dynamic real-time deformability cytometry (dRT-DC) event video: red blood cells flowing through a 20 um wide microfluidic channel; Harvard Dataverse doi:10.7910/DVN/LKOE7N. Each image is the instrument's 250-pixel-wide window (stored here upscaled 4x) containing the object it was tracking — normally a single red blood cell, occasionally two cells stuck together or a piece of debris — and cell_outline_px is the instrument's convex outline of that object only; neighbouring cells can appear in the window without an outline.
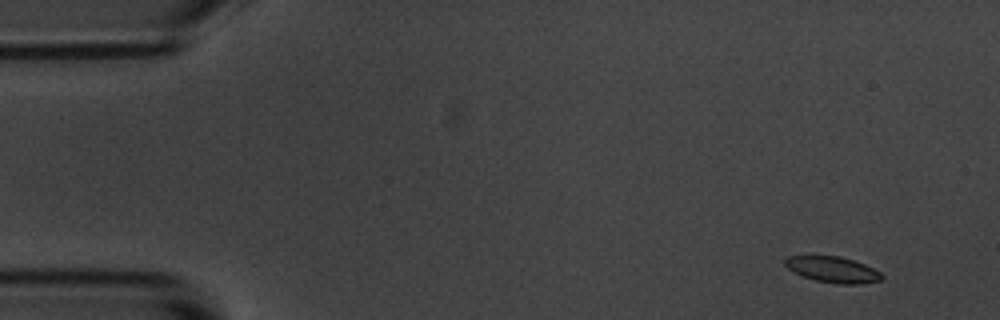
{"species": "common noctule bat (a hibernating species)", "species_latin": "Nyctalus noctula", "temperature_condition": "room temperature", "stored_images_in_passage": 6, "camera_frame_rate_fps": 3000, "um_per_image_px": 0.085, "animal": {"sex": "male", "body_mass_g": 20.1, "forearm_length_mm": 53.5}, "frame": {"image": 1, "passage_image": 1, "time_ms": 0.0, "image_size_px": [1000, 320], "cell_outline_px": [[884, 276], [880, 280], [860, 284], [836, 284], [816, 280], [792, 272], [784, 264], [784, 260], [788, 256], [840, 256], [864, 264], [880, 272]], "centroid_in_image_um": [70.77, 22.91], "position_along_channel_um": 14.2, "area_um2": 14.51}}
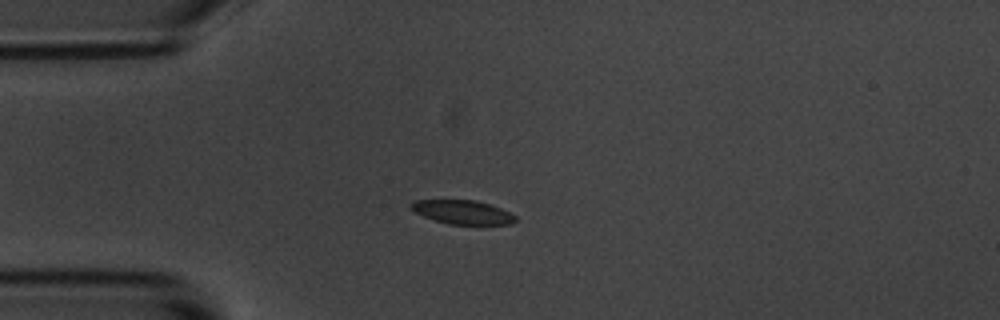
{"frame": {"image": 2, "passage_image": 4, "time_ms": 1.0, "image_size_px": [1000, 320], "cell_outline_px": [[516, 220], [512, 224], [448, 224], [424, 216], [408, 208], [408, 204], [416, 200], [476, 200], [500, 208], [516, 216]], "centroid_in_image_um": [39.29, 18.02], "position_along_channel_um": 45.7, "area_um2": 14.39}}
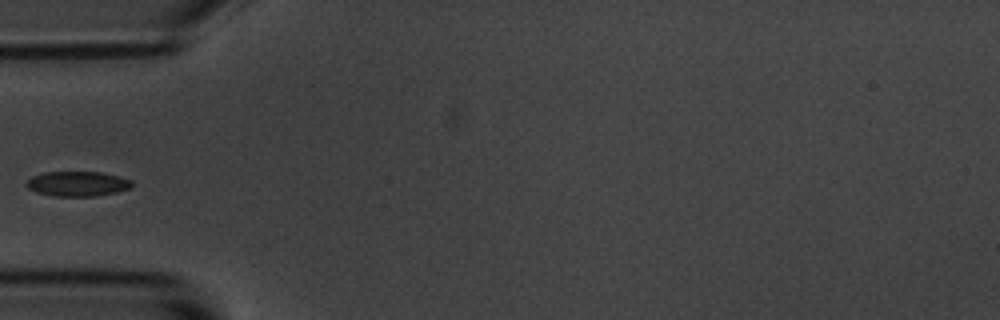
{"frame": {"image": 3, "passage_image": 5, "time_ms": 1.333, "image_size_px": [1000, 320], "cell_outline_px": [[132, 188], [116, 192], [96, 196], [52, 196], [36, 192], [28, 188], [24, 184], [32, 176], [44, 172], [100, 172], [120, 176], [132, 180]], "centroid_in_image_um": [6.59, 15.62], "position_along_channel_um": 78.4, "area_um2": 15.43}}